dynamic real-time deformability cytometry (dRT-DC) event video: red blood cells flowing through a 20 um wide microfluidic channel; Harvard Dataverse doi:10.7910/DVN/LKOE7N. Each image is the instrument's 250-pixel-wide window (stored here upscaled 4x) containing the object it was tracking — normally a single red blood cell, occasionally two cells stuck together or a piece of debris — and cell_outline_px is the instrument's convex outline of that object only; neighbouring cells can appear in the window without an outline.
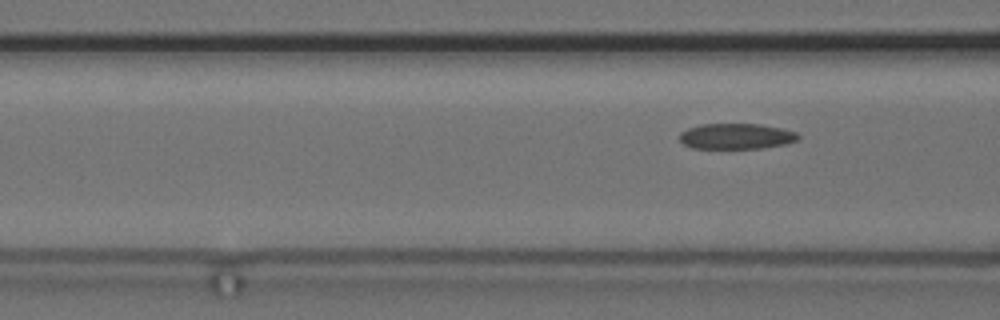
{"species": "common noctule bat (a hibernating species)", "species_latin": "Nyctalus noctula", "temperature_condition": "cold", "stored_images_in_passage": 8, "segment_of_instrument_passage": [2, 2], "camera_frame_rate_fps": 3000, "um_per_image_px": 0.085, "animal": {"sex": "female", "body_mass_g": 24.6, "forearm_length_mm": 56.2}, "frame": {"image": 1, "passage_image": 8, "time_ms": 9.333, "image_size_px": [1000, 320], "cell_outline_px": [[800, 140], [784, 144], [760, 148], [692, 148], [684, 144], [680, 140], [680, 132], [688, 128], [700, 124], [760, 124], [780, 128], [796, 132], [800, 136]], "centroid_in_image_um": [62.59, 11.58], "position_along_channel_um": 104.0, "area_um2": 17.69}}